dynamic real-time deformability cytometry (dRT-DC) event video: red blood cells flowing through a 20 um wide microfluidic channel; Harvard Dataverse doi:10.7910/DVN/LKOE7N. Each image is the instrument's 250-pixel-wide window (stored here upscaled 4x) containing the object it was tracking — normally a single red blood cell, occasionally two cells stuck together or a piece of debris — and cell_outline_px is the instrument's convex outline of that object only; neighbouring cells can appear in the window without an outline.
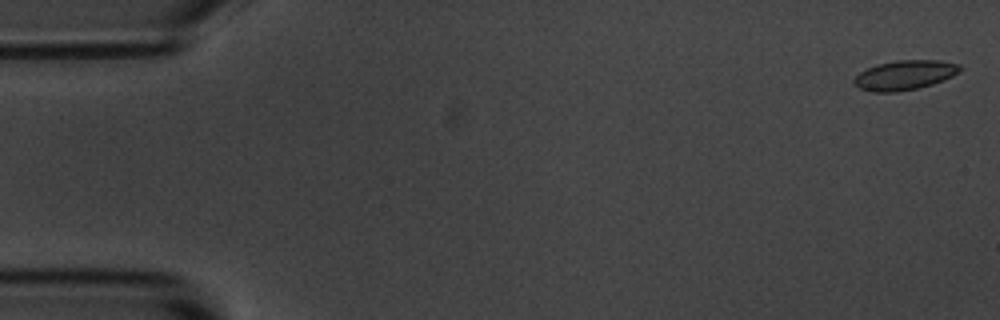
{"species": "common noctule bat (a hibernating species)", "species_latin": "Nyctalus noctula", "temperature_condition": "room temperature", "stored_images_in_passage": 57, "camera_frame_rate_fps": 3000, "um_per_image_px": 0.085, "animal": {"sex": "male", "body_mass_g": 20.1, "forearm_length_mm": 53.5}, "frame": {"image": 1, "passage_image": 2, "time_ms": 0.333, "image_size_px": [1000, 320], "cell_outline_px": [[964, 68], [960, 72], [944, 80], [932, 84], [916, 88], [896, 92], [872, 92], [860, 88], [852, 84], [852, 80], [860, 72], [876, 64], [896, 60], [940, 60], [960, 64]], "centroid_in_image_um": [76.91, 6.37], "position_along_channel_um": 8.1, "area_um2": 18.44}}
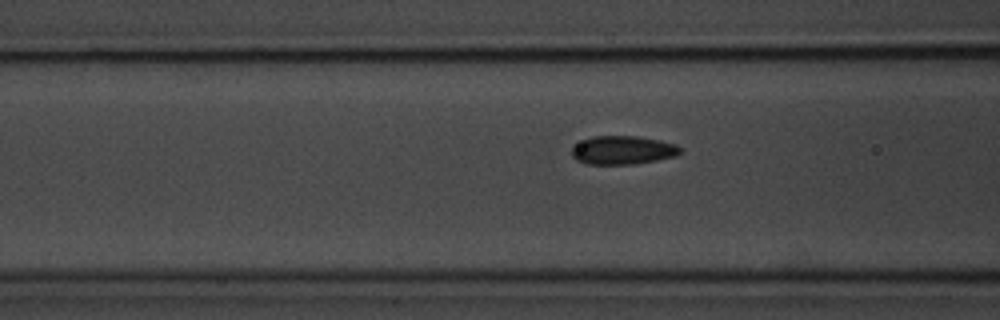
{"frame": {"image": 2, "passage_image": 22, "time_ms": 7.0, "image_size_px": [1000, 320], "cell_outline_px": [[680, 152], [676, 156], [636, 164], [588, 164], [576, 160], [572, 156], [572, 148], [584, 140], [592, 136], [636, 136], [660, 140], [676, 144], [680, 148]], "centroid_in_image_um": [52.95, 12.76], "position_along_channel_um": 113.7, "area_um2": 17.92}}
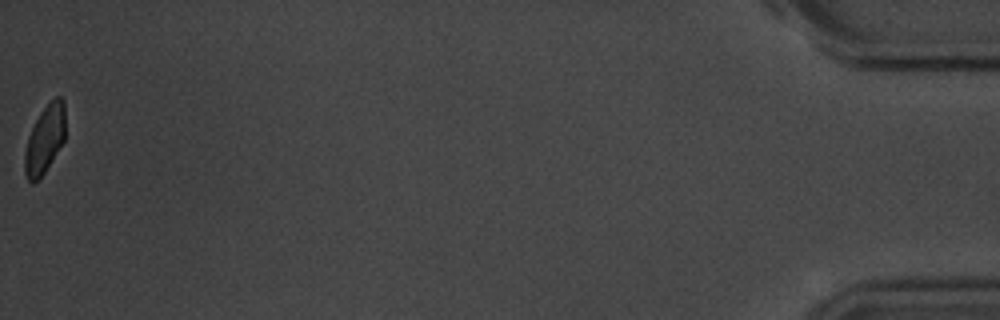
{"frame": {"image": 3, "passage_image": 57, "time_ms": 18.667, "image_size_px": [1000, 320], "cell_outline_px": [[64, 140], [44, 172], [32, 184], [28, 180], [24, 172], [24, 152], [28, 136], [40, 112], [56, 96], [60, 96], [64, 100]], "centroid_in_image_um": [3.78, 11.84], "position_along_channel_um": 431.4, "area_um2": 15.78}, "authors_computed_cell_mechanics": {"area_um2": 17.918, "velocity_mm_per_s": 3.568, "shape_relaxation_time_tau1_ms": 2.0892, "shape_relaxation_time_tau2_ms": 1.3217, "deformation_change_tau1": 0.0969, "deformation_change_tau2": 0.0574}}